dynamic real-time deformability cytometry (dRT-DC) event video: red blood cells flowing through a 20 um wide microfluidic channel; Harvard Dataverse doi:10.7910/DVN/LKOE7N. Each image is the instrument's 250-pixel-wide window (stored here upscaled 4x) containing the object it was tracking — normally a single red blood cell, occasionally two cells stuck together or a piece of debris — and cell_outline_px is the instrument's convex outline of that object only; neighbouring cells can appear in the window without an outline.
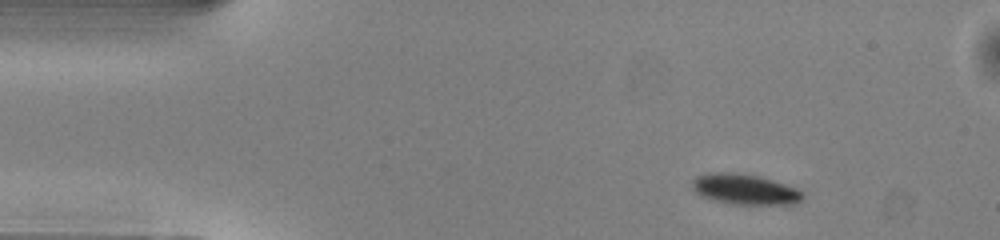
{"species": "common noctule bat (a hibernating species)", "species_latin": "Nyctalus noctula", "temperature_condition": "warm", "stored_images_in_passage": 45, "camera_frame_rate_fps": 3000, "um_per_image_px": 0.085, "animal": {"sex": "male", "body_mass_g": 13.0, "forearm_length_mm": 53.1}, "frame": {"image": 1, "passage_image": 1, "time_ms": 0.0, "image_size_px": [1000, 240], "cell_outline_px": [[804, 196], [800, 200], [792, 204], [732, 204], [712, 200], [700, 196], [692, 188], [692, 180], [696, 176], [708, 172], [732, 172], [760, 176], [772, 180], [792, 188], [800, 192]], "centroid_in_image_um": [63.2, 16.08], "position_along_channel_um": 21.8, "area_um2": 19.42}}
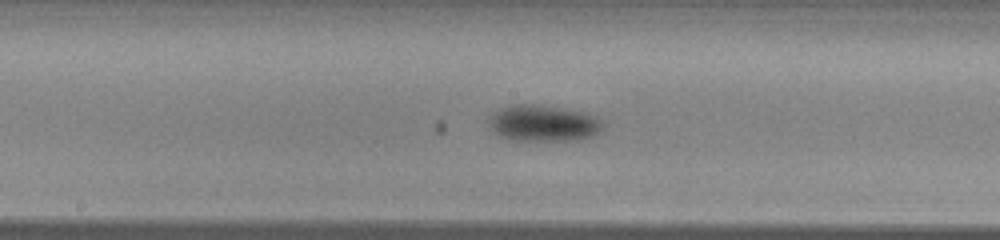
{"frame": {"image": 2, "passage_image": 20, "time_ms": 6.333, "image_size_px": [1000, 240], "cell_outline_px": [[604, 128], [592, 136], [576, 140], [516, 140], [500, 136], [488, 128], [488, 120], [492, 112], [508, 104], [536, 104], [584, 112], [596, 116], [604, 124]], "centroid_in_image_um": [46.14, 10.46], "position_along_channel_um": 202.1, "area_um2": 24.33}}
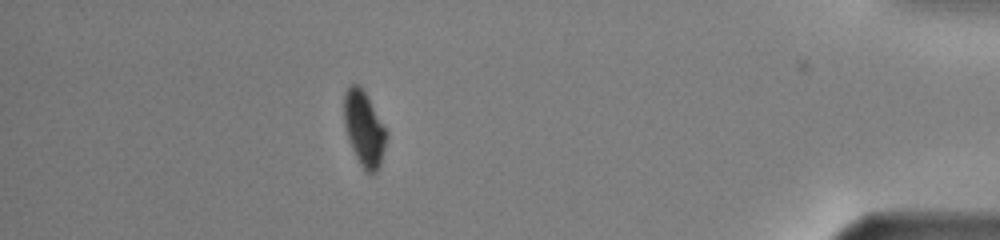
{"frame": {"image": 3, "passage_image": 39, "time_ms": 12.667, "image_size_px": [1000, 240], "cell_outline_px": [[388, 136], [380, 164], [376, 172], [372, 176], [360, 164], [352, 148], [344, 124], [344, 92], [352, 84], [360, 84], [368, 96], [388, 132]], "centroid_in_image_um": [30.96, 10.91], "position_along_channel_um": 404.2, "area_um2": 18.55}, "authors_computed_cell_mechanics": {"area_um2": 21.7328, "velocity_mm_per_s": 4.0457, "shape_relaxation_time_tau1_ms": 2.6578, "shape_relaxation_time_tau2_ms": null, "deformation_change_tau1": 0.0919, "deformation_change_tau2": null}}